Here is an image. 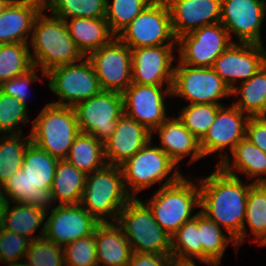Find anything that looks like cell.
Segmentation results:
<instances>
[{"mask_svg": "<svg viewBox=\"0 0 266 266\" xmlns=\"http://www.w3.org/2000/svg\"><path fill=\"white\" fill-rule=\"evenodd\" d=\"M200 212L224 227L237 246L246 239L245 215L250 186L239 176L225 173L219 166L211 175L200 179Z\"/></svg>", "mask_w": 266, "mask_h": 266, "instance_id": "obj_1", "label": "cell"}, {"mask_svg": "<svg viewBox=\"0 0 266 266\" xmlns=\"http://www.w3.org/2000/svg\"><path fill=\"white\" fill-rule=\"evenodd\" d=\"M45 8L36 16L30 45L33 66L41 67L42 75L58 66L75 63L85 56L70 37L65 20L44 14ZM35 55V56H34Z\"/></svg>", "mask_w": 266, "mask_h": 266, "instance_id": "obj_2", "label": "cell"}, {"mask_svg": "<svg viewBox=\"0 0 266 266\" xmlns=\"http://www.w3.org/2000/svg\"><path fill=\"white\" fill-rule=\"evenodd\" d=\"M145 203L163 230L172 236L186 221L196 216L193 208L200 207V189L183 177L178 168Z\"/></svg>", "mask_w": 266, "mask_h": 266, "instance_id": "obj_3", "label": "cell"}, {"mask_svg": "<svg viewBox=\"0 0 266 266\" xmlns=\"http://www.w3.org/2000/svg\"><path fill=\"white\" fill-rule=\"evenodd\" d=\"M132 198L125 188L120 166L106 164L86 176L80 205L99 223L116 222L119 212Z\"/></svg>", "mask_w": 266, "mask_h": 266, "instance_id": "obj_4", "label": "cell"}, {"mask_svg": "<svg viewBox=\"0 0 266 266\" xmlns=\"http://www.w3.org/2000/svg\"><path fill=\"white\" fill-rule=\"evenodd\" d=\"M79 133L74 108L49 102L33 120L30 135L34 145L63 160Z\"/></svg>", "mask_w": 266, "mask_h": 266, "instance_id": "obj_5", "label": "cell"}, {"mask_svg": "<svg viewBox=\"0 0 266 266\" xmlns=\"http://www.w3.org/2000/svg\"><path fill=\"white\" fill-rule=\"evenodd\" d=\"M132 252L171 254V236L154 219L149 206L133 197L116 220Z\"/></svg>", "mask_w": 266, "mask_h": 266, "instance_id": "obj_6", "label": "cell"}, {"mask_svg": "<svg viewBox=\"0 0 266 266\" xmlns=\"http://www.w3.org/2000/svg\"><path fill=\"white\" fill-rule=\"evenodd\" d=\"M116 37L130 49L177 45L167 2L165 0L151 2Z\"/></svg>", "mask_w": 266, "mask_h": 266, "instance_id": "obj_7", "label": "cell"}, {"mask_svg": "<svg viewBox=\"0 0 266 266\" xmlns=\"http://www.w3.org/2000/svg\"><path fill=\"white\" fill-rule=\"evenodd\" d=\"M45 77H49L50 91L60 98L59 101L52 102L56 105L74 107L102 91L88 58L55 67L49 70Z\"/></svg>", "mask_w": 266, "mask_h": 266, "instance_id": "obj_8", "label": "cell"}, {"mask_svg": "<svg viewBox=\"0 0 266 266\" xmlns=\"http://www.w3.org/2000/svg\"><path fill=\"white\" fill-rule=\"evenodd\" d=\"M172 96H180L189 104L222 105L219 99L232 96L231 89L212 67H194L178 62L174 67Z\"/></svg>", "mask_w": 266, "mask_h": 266, "instance_id": "obj_9", "label": "cell"}, {"mask_svg": "<svg viewBox=\"0 0 266 266\" xmlns=\"http://www.w3.org/2000/svg\"><path fill=\"white\" fill-rule=\"evenodd\" d=\"M79 130L104 143L115 131L117 120L124 114L121 93L102 90L74 107Z\"/></svg>", "mask_w": 266, "mask_h": 266, "instance_id": "obj_10", "label": "cell"}, {"mask_svg": "<svg viewBox=\"0 0 266 266\" xmlns=\"http://www.w3.org/2000/svg\"><path fill=\"white\" fill-rule=\"evenodd\" d=\"M151 146L150 140L120 165L125 188L132 197H136L135 194L141 190L167 179L166 177L177 166L160 147Z\"/></svg>", "mask_w": 266, "mask_h": 266, "instance_id": "obj_11", "label": "cell"}, {"mask_svg": "<svg viewBox=\"0 0 266 266\" xmlns=\"http://www.w3.org/2000/svg\"><path fill=\"white\" fill-rule=\"evenodd\" d=\"M232 43L220 22L203 26L177 38L179 62L194 67H212Z\"/></svg>", "mask_w": 266, "mask_h": 266, "instance_id": "obj_12", "label": "cell"}, {"mask_svg": "<svg viewBox=\"0 0 266 266\" xmlns=\"http://www.w3.org/2000/svg\"><path fill=\"white\" fill-rule=\"evenodd\" d=\"M104 91L123 93L132 83L131 49L115 37L87 56Z\"/></svg>", "mask_w": 266, "mask_h": 266, "instance_id": "obj_13", "label": "cell"}, {"mask_svg": "<svg viewBox=\"0 0 266 266\" xmlns=\"http://www.w3.org/2000/svg\"><path fill=\"white\" fill-rule=\"evenodd\" d=\"M131 83L122 93L124 114L145 126L152 136L167 117L165 97L172 96V87Z\"/></svg>", "mask_w": 266, "mask_h": 266, "instance_id": "obj_14", "label": "cell"}, {"mask_svg": "<svg viewBox=\"0 0 266 266\" xmlns=\"http://www.w3.org/2000/svg\"><path fill=\"white\" fill-rule=\"evenodd\" d=\"M265 15L266 0H221L220 23L239 43L263 45L260 28Z\"/></svg>", "mask_w": 266, "mask_h": 266, "instance_id": "obj_15", "label": "cell"}, {"mask_svg": "<svg viewBox=\"0 0 266 266\" xmlns=\"http://www.w3.org/2000/svg\"><path fill=\"white\" fill-rule=\"evenodd\" d=\"M265 64L264 45L233 42L214 61L212 69L232 90L239 79L248 81Z\"/></svg>", "mask_w": 266, "mask_h": 266, "instance_id": "obj_16", "label": "cell"}, {"mask_svg": "<svg viewBox=\"0 0 266 266\" xmlns=\"http://www.w3.org/2000/svg\"><path fill=\"white\" fill-rule=\"evenodd\" d=\"M44 237L55 244L65 245L94 234L99 222L80 204L57 205L46 212Z\"/></svg>", "mask_w": 266, "mask_h": 266, "instance_id": "obj_17", "label": "cell"}, {"mask_svg": "<svg viewBox=\"0 0 266 266\" xmlns=\"http://www.w3.org/2000/svg\"><path fill=\"white\" fill-rule=\"evenodd\" d=\"M225 106L222 105L219 108L215 121L209 127L205 137L200 141V149L203 156L217 151L221 152V160L217 163V166L228 157V154L224 152L226 147L228 148L229 146V150L232 152L237 143L246 137V126L250 118L244 115L234 104L230 107Z\"/></svg>", "mask_w": 266, "mask_h": 266, "instance_id": "obj_18", "label": "cell"}, {"mask_svg": "<svg viewBox=\"0 0 266 266\" xmlns=\"http://www.w3.org/2000/svg\"><path fill=\"white\" fill-rule=\"evenodd\" d=\"M177 45H160L131 49L132 83L172 87L174 67L173 48Z\"/></svg>", "mask_w": 266, "mask_h": 266, "instance_id": "obj_19", "label": "cell"}, {"mask_svg": "<svg viewBox=\"0 0 266 266\" xmlns=\"http://www.w3.org/2000/svg\"><path fill=\"white\" fill-rule=\"evenodd\" d=\"M176 38L203 26L220 22L221 0H165Z\"/></svg>", "mask_w": 266, "mask_h": 266, "instance_id": "obj_20", "label": "cell"}, {"mask_svg": "<svg viewBox=\"0 0 266 266\" xmlns=\"http://www.w3.org/2000/svg\"><path fill=\"white\" fill-rule=\"evenodd\" d=\"M152 138L145 126L123 114L116 123L115 131L104 142L107 164L120 166L145 146Z\"/></svg>", "mask_w": 266, "mask_h": 266, "instance_id": "obj_21", "label": "cell"}, {"mask_svg": "<svg viewBox=\"0 0 266 266\" xmlns=\"http://www.w3.org/2000/svg\"><path fill=\"white\" fill-rule=\"evenodd\" d=\"M44 0H13L0 15V44L28 43Z\"/></svg>", "mask_w": 266, "mask_h": 266, "instance_id": "obj_22", "label": "cell"}, {"mask_svg": "<svg viewBox=\"0 0 266 266\" xmlns=\"http://www.w3.org/2000/svg\"><path fill=\"white\" fill-rule=\"evenodd\" d=\"M160 147L177 165L181 159L190 155V163L203 158L200 141L184 126L178 117L168 118L158 128Z\"/></svg>", "mask_w": 266, "mask_h": 266, "instance_id": "obj_23", "label": "cell"}, {"mask_svg": "<svg viewBox=\"0 0 266 266\" xmlns=\"http://www.w3.org/2000/svg\"><path fill=\"white\" fill-rule=\"evenodd\" d=\"M95 241L98 266H128L132 250L116 222L99 223L95 229Z\"/></svg>", "mask_w": 266, "mask_h": 266, "instance_id": "obj_24", "label": "cell"}, {"mask_svg": "<svg viewBox=\"0 0 266 266\" xmlns=\"http://www.w3.org/2000/svg\"><path fill=\"white\" fill-rule=\"evenodd\" d=\"M65 20L70 37L87 57L92 52L109 44L116 36L103 18H69Z\"/></svg>", "mask_w": 266, "mask_h": 266, "instance_id": "obj_25", "label": "cell"}, {"mask_svg": "<svg viewBox=\"0 0 266 266\" xmlns=\"http://www.w3.org/2000/svg\"><path fill=\"white\" fill-rule=\"evenodd\" d=\"M231 153L233 155V164L231 163L230 158L227 157L218 165L225 173L236 177L237 172L245 173L248 177L255 178L253 181L255 184L266 183V177L260 176L266 174L265 152L244 137L237 143Z\"/></svg>", "mask_w": 266, "mask_h": 266, "instance_id": "obj_26", "label": "cell"}, {"mask_svg": "<svg viewBox=\"0 0 266 266\" xmlns=\"http://www.w3.org/2000/svg\"><path fill=\"white\" fill-rule=\"evenodd\" d=\"M1 188L9 202L28 204L45 212L48 211L50 204L54 203L51 189H39L22 168L9 177Z\"/></svg>", "mask_w": 266, "mask_h": 266, "instance_id": "obj_27", "label": "cell"}, {"mask_svg": "<svg viewBox=\"0 0 266 266\" xmlns=\"http://www.w3.org/2000/svg\"><path fill=\"white\" fill-rule=\"evenodd\" d=\"M86 174L67 160H59L51 186L54 201L59 205L80 204L86 184Z\"/></svg>", "mask_w": 266, "mask_h": 266, "instance_id": "obj_28", "label": "cell"}, {"mask_svg": "<svg viewBox=\"0 0 266 266\" xmlns=\"http://www.w3.org/2000/svg\"><path fill=\"white\" fill-rule=\"evenodd\" d=\"M12 204L15 206L11 207L10 202L7 205L1 228L27 237L30 240L44 237L46 212L24 203ZM41 224L43 226L41 232H39L40 234L34 236Z\"/></svg>", "mask_w": 266, "mask_h": 266, "instance_id": "obj_29", "label": "cell"}, {"mask_svg": "<svg viewBox=\"0 0 266 266\" xmlns=\"http://www.w3.org/2000/svg\"><path fill=\"white\" fill-rule=\"evenodd\" d=\"M65 160L86 175L91 174L107 164L104 155V143L91 134L80 132Z\"/></svg>", "mask_w": 266, "mask_h": 266, "instance_id": "obj_30", "label": "cell"}, {"mask_svg": "<svg viewBox=\"0 0 266 266\" xmlns=\"http://www.w3.org/2000/svg\"><path fill=\"white\" fill-rule=\"evenodd\" d=\"M240 87L231 90L232 95H239L240 100L233 103L249 117H264L266 99V64L262 66L248 81L240 82Z\"/></svg>", "mask_w": 266, "mask_h": 266, "instance_id": "obj_31", "label": "cell"}, {"mask_svg": "<svg viewBox=\"0 0 266 266\" xmlns=\"http://www.w3.org/2000/svg\"><path fill=\"white\" fill-rule=\"evenodd\" d=\"M221 229L216 222L207 218L200 211L198 212V230L200 231L203 263L218 266L231 241L238 250L236 240L231 236H226Z\"/></svg>", "mask_w": 266, "mask_h": 266, "instance_id": "obj_32", "label": "cell"}, {"mask_svg": "<svg viewBox=\"0 0 266 266\" xmlns=\"http://www.w3.org/2000/svg\"><path fill=\"white\" fill-rule=\"evenodd\" d=\"M58 161L31 142L25 150L22 169L39 189L50 190Z\"/></svg>", "mask_w": 266, "mask_h": 266, "instance_id": "obj_33", "label": "cell"}, {"mask_svg": "<svg viewBox=\"0 0 266 266\" xmlns=\"http://www.w3.org/2000/svg\"><path fill=\"white\" fill-rule=\"evenodd\" d=\"M244 222L254 235L253 240L263 246L266 243V184L253 183L248 192Z\"/></svg>", "mask_w": 266, "mask_h": 266, "instance_id": "obj_34", "label": "cell"}, {"mask_svg": "<svg viewBox=\"0 0 266 266\" xmlns=\"http://www.w3.org/2000/svg\"><path fill=\"white\" fill-rule=\"evenodd\" d=\"M171 256L175 260H190L192 258L202 261V245L200 231L198 230V213L186 221L171 236Z\"/></svg>", "mask_w": 266, "mask_h": 266, "instance_id": "obj_35", "label": "cell"}, {"mask_svg": "<svg viewBox=\"0 0 266 266\" xmlns=\"http://www.w3.org/2000/svg\"><path fill=\"white\" fill-rule=\"evenodd\" d=\"M44 8L50 15L68 20L71 18H103L106 0H44Z\"/></svg>", "mask_w": 266, "mask_h": 266, "instance_id": "obj_36", "label": "cell"}, {"mask_svg": "<svg viewBox=\"0 0 266 266\" xmlns=\"http://www.w3.org/2000/svg\"><path fill=\"white\" fill-rule=\"evenodd\" d=\"M0 140V186L22 168L24 153L31 143V135L22 138L21 134L2 135Z\"/></svg>", "mask_w": 266, "mask_h": 266, "instance_id": "obj_37", "label": "cell"}, {"mask_svg": "<svg viewBox=\"0 0 266 266\" xmlns=\"http://www.w3.org/2000/svg\"><path fill=\"white\" fill-rule=\"evenodd\" d=\"M29 43L0 44V85L33 67Z\"/></svg>", "mask_w": 266, "mask_h": 266, "instance_id": "obj_38", "label": "cell"}, {"mask_svg": "<svg viewBox=\"0 0 266 266\" xmlns=\"http://www.w3.org/2000/svg\"><path fill=\"white\" fill-rule=\"evenodd\" d=\"M154 0H106L105 19L117 36Z\"/></svg>", "mask_w": 266, "mask_h": 266, "instance_id": "obj_39", "label": "cell"}, {"mask_svg": "<svg viewBox=\"0 0 266 266\" xmlns=\"http://www.w3.org/2000/svg\"><path fill=\"white\" fill-rule=\"evenodd\" d=\"M222 105L188 104L180 110L179 120L201 141L207 134L209 127L215 121L217 112Z\"/></svg>", "mask_w": 266, "mask_h": 266, "instance_id": "obj_40", "label": "cell"}, {"mask_svg": "<svg viewBox=\"0 0 266 266\" xmlns=\"http://www.w3.org/2000/svg\"><path fill=\"white\" fill-rule=\"evenodd\" d=\"M23 262L28 266H65L63 248L45 237L31 240Z\"/></svg>", "mask_w": 266, "mask_h": 266, "instance_id": "obj_41", "label": "cell"}, {"mask_svg": "<svg viewBox=\"0 0 266 266\" xmlns=\"http://www.w3.org/2000/svg\"><path fill=\"white\" fill-rule=\"evenodd\" d=\"M27 114L23 103L0 90V133L21 134L22 129L17 126L28 122Z\"/></svg>", "mask_w": 266, "mask_h": 266, "instance_id": "obj_42", "label": "cell"}, {"mask_svg": "<svg viewBox=\"0 0 266 266\" xmlns=\"http://www.w3.org/2000/svg\"><path fill=\"white\" fill-rule=\"evenodd\" d=\"M63 248L65 266H98L94 234L77 239Z\"/></svg>", "mask_w": 266, "mask_h": 266, "instance_id": "obj_43", "label": "cell"}, {"mask_svg": "<svg viewBox=\"0 0 266 266\" xmlns=\"http://www.w3.org/2000/svg\"><path fill=\"white\" fill-rule=\"evenodd\" d=\"M30 239L0 227V261L8 264L24 261Z\"/></svg>", "mask_w": 266, "mask_h": 266, "instance_id": "obj_44", "label": "cell"}, {"mask_svg": "<svg viewBox=\"0 0 266 266\" xmlns=\"http://www.w3.org/2000/svg\"><path fill=\"white\" fill-rule=\"evenodd\" d=\"M37 67L33 66L25 74L19 77L4 81L0 85V90L5 94L13 96L27 107V89L32 81H38L39 76L36 74Z\"/></svg>", "mask_w": 266, "mask_h": 266, "instance_id": "obj_45", "label": "cell"}, {"mask_svg": "<svg viewBox=\"0 0 266 266\" xmlns=\"http://www.w3.org/2000/svg\"><path fill=\"white\" fill-rule=\"evenodd\" d=\"M246 138L266 153V117H250L246 126Z\"/></svg>", "mask_w": 266, "mask_h": 266, "instance_id": "obj_46", "label": "cell"}, {"mask_svg": "<svg viewBox=\"0 0 266 266\" xmlns=\"http://www.w3.org/2000/svg\"><path fill=\"white\" fill-rule=\"evenodd\" d=\"M171 254L132 252L128 266H169Z\"/></svg>", "mask_w": 266, "mask_h": 266, "instance_id": "obj_47", "label": "cell"}, {"mask_svg": "<svg viewBox=\"0 0 266 266\" xmlns=\"http://www.w3.org/2000/svg\"><path fill=\"white\" fill-rule=\"evenodd\" d=\"M8 203H9L8 198L0 186V227L2 226L3 218L5 215Z\"/></svg>", "mask_w": 266, "mask_h": 266, "instance_id": "obj_48", "label": "cell"}, {"mask_svg": "<svg viewBox=\"0 0 266 266\" xmlns=\"http://www.w3.org/2000/svg\"><path fill=\"white\" fill-rule=\"evenodd\" d=\"M169 266H196L194 260H175L172 259L171 263Z\"/></svg>", "mask_w": 266, "mask_h": 266, "instance_id": "obj_49", "label": "cell"}, {"mask_svg": "<svg viewBox=\"0 0 266 266\" xmlns=\"http://www.w3.org/2000/svg\"><path fill=\"white\" fill-rule=\"evenodd\" d=\"M13 0H0V15L5 11L7 6L12 2Z\"/></svg>", "mask_w": 266, "mask_h": 266, "instance_id": "obj_50", "label": "cell"}, {"mask_svg": "<svg viewBox=\"0 0 266 266\" xmlns=\"http://www.w3.org/2000/svg\"><path fill=\"white\" fill-rule=\"evenodd\" d=\"M8 266H28L25 262L23 263L22 261L17 262V263H10Z\"/></svg>", "mask_w": 266, "mask_h": 266, "instance_id": "obj_51", "label": "cell"}, {"mask_svg": "<svg viewBox=\"0 0 266 266\" xmlns=\"http://www.w3.org/2000/svg\"><path fill=\"white\" fill-rule=\"evenodd\" d=\"M264 117H266V99H265V104H264Z\"/></svg>", "mask_w": 266, "mask_h": 266, "instance_id": "obj_52", "label": "cell"}]
</instances>
